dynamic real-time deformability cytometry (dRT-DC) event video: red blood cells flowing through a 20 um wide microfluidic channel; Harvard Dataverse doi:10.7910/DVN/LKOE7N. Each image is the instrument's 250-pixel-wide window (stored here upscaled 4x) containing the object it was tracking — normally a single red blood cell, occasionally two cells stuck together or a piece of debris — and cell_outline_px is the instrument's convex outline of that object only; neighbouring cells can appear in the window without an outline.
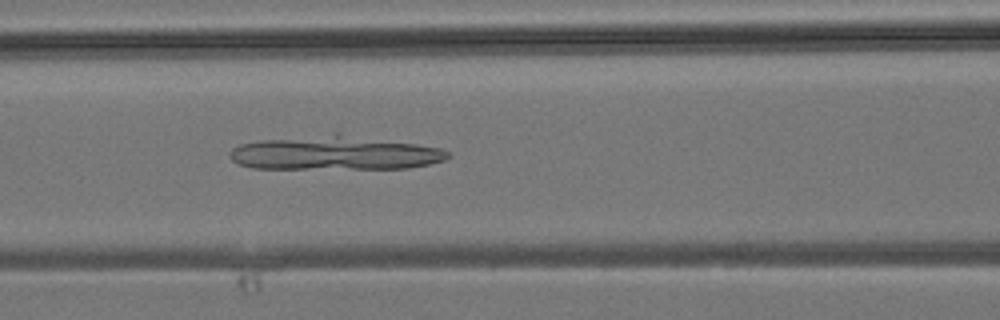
{"species": "common noctule bat (a hibernating species)", "species_latin": "Nyctalus noctula", "temperature_condition": "room temperature", "stored_images_in_passage": 41, "camera_frame_rate_fps": 3000, "um_per_image_px": 0.085, "animal": {"sex": "male", "body_mass_g": 19.2, "forearm_length_mm": 51.8}, "frame": {"image": 1, "passage_image": 16, "time_ms": 5.0, "image_size_px": [1000, 320], "cell_outline_px": [[452, 156], [444, 160], [428, 164], [408, 168], [252, 168], [240, 164], [232, 160], [228, 156], [228, 152], [232, 148], [240, 144], [260, 140], [336, 132], [416, 144], [440, 148], [452, 152]], "centroid_in_image_um": [28.45, 12.99], "position_along_channel_um": 138.1, "area_um2": 43.47}}
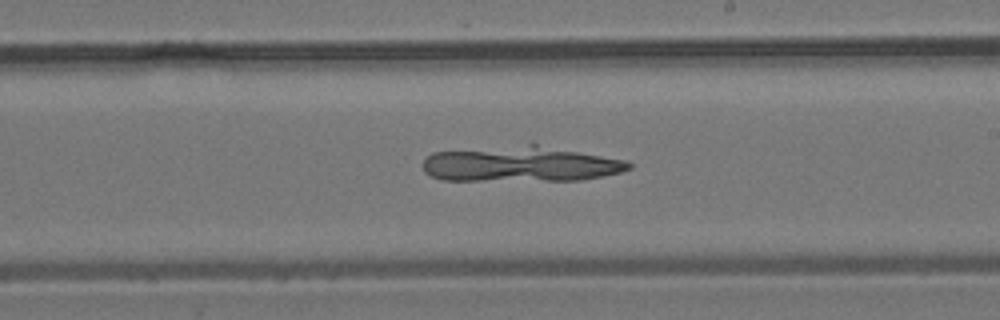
{"frame": {"image": 2, "passage_image": 23, "time_ms": 7.333, "image_size_px": [1000, 320], "cell_outline_px": [[632, 168], [620, 172], [580, 180], [444, 180], [432, 176], [424, 172], [424, 160], [432, 152], [532, 140], [628, 160], [632, 164]], "centroid_in_image_um": [44.31, 13.86], "position_along_channel_um": 244.7, "area_um2": 44.74}}
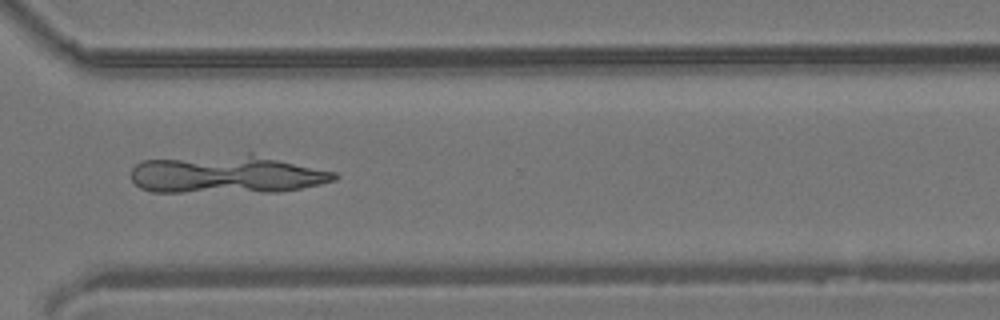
{"frame": {"image": 3, "passage_image": 30, "time_ms": 9.667, "image_size_px": [1000, 320], "cell_outline_px": [[340, 176], [336, 180], [320, 184], [300, 188], [276, 192], [152, 192], [140, 188], [132, 180], [132, 168], [140, 160], [248, 152], [252, 152], [336, 172]], "centroid_in_image_um": [19.3, 14.8], "position_along_channel_um": 351.3, "area_um2": 46.18}}